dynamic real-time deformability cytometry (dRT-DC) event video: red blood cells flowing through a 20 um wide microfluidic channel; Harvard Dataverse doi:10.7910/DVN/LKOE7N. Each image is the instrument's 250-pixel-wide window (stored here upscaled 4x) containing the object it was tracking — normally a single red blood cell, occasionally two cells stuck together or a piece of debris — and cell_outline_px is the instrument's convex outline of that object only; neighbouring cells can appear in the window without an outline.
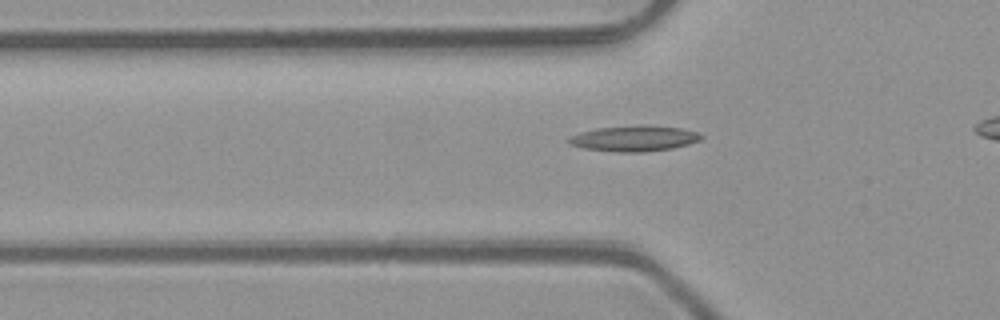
{"species": "common noctule bat (a hibernating species)", "species_latin": "Nyctalus noctula", "temperature_condition": "room temperature", "stored_images_in_passage": 28, "camera_frame_rate_fps": 3000, "um_per_image_px": 0.085, "animal": {"sex": "male", "body_mass_g": 23.1, "forearm_length_mm": 52.7}, "frame": {"image": 1, "passage_image": 4, "time_ms": 1.0, "image_size_px": [1000, 320], "cell_outline_px": [[704, 136], [700, 140], [688, 144], [672, 148], [644, 152], [616, 152], [584, 148], [568, 144], [568, 140], [572, 136], [580, 132], [596, 128], [640, 124], [648, 124], [680, 128], [696, 132]], "centroid_in_image_um": [53.91, 11.75], "position_along_channel_um": 71.9, "area_um2": 19.94}}
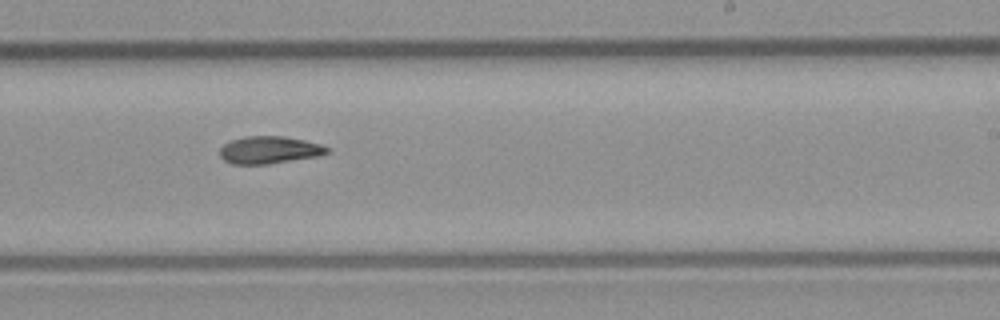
{"frame": {"image": 2, "passage_image": 18, "time_ms": 5.667, "image_size_px": [1000, 320], "cell_outline_px": [[328, 152], [316, 156], [268, 164], [232, 164], [224, 160], [220, 156], [220, 148], [224, 144], [232, 140], [244, 136], [284, 136], [304, 140], [320, 144], [328, 148]], "centroid_in_image_um": [22.85, 12.74], "position_along_channel_um": 266.2, "area_um2": 16.94}}
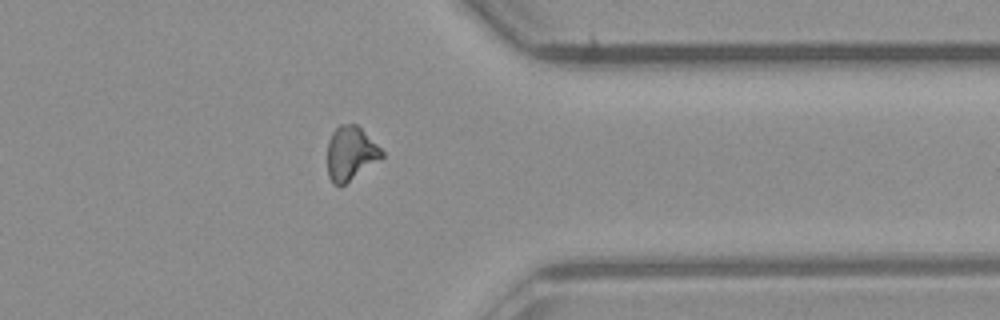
{"frame": {"image": 3, "passage_image": 27, "time_ms": 8.667, "image_size_px": [1000, 320], "cell_outline_px": [[384, 156], [344, 184], [332, 184], [328, 176], [328, 140], [332, 132], [340, 124], [356, 124], [384, 152]], "centroid_in_image_um": [29.78, 13.02], "position_along_channel_um": 381.6, "area_um2": 16.7}}